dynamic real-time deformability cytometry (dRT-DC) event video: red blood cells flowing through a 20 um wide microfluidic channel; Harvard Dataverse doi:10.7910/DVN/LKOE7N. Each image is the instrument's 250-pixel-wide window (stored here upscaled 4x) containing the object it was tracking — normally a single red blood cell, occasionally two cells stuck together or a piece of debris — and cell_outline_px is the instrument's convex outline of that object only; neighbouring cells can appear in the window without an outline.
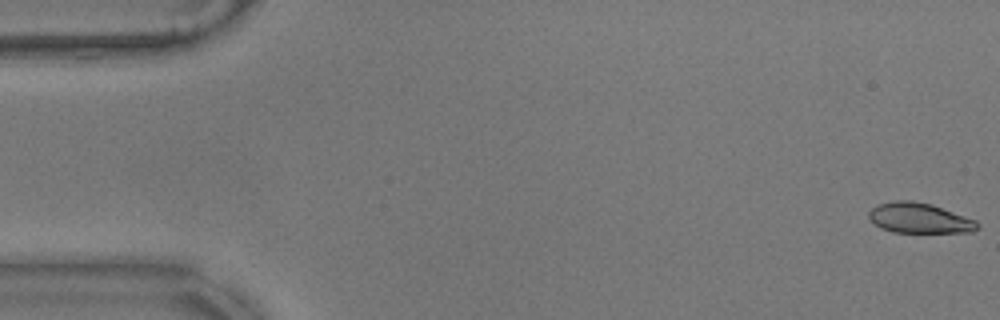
{"species": "common noctule bat (a hibernating species)", "species_latin": "Nyctalus noctula", "temperature_condition": "warm", "stored_images_in_passage": 57, "camera_frame_rate_fps": 3000, "um_per_image_px": 0.085, "animal": {"sex": "male", "body_mass_g": 17.9}, "frame": {"image": 1, "passage_image": 1, "time_ms": 0.0, "image_size_px": [1000, 320], "cell_outline_px": [[980, 228], [972, 232], [892, 232], [880, 228], [868, 216], [868, 212], [876, 204], [896, 200], [912, 200], [932, 204], [976, 220], [980, 224]], "centroid_in_image_um": [78.16, 18.53], "position_along_channel_um": 6.8, "area_um2": 19.25}}
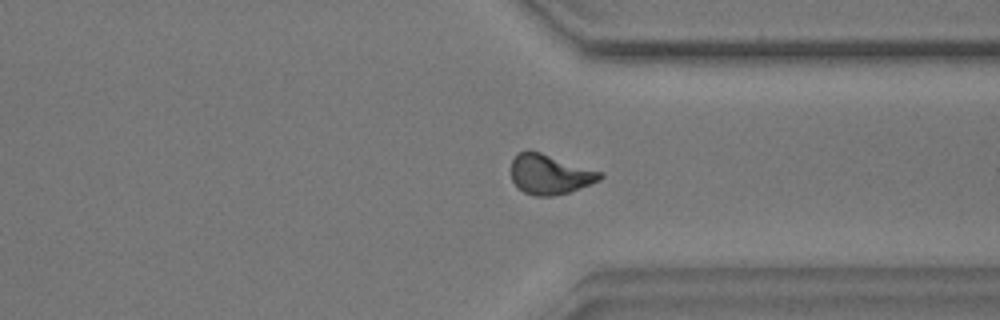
{"frame": {"image": 2, "passage_image": 43, "time_ms": 14.0, "image_size_px": [1000, 320], "cell_outline_px": [[604, 176], [600, 180], [568, 192], [552, 196], [536, 196], [524, 192], [512, 180], [512, 160], [516, 152], [528, 148], [604, 172]], "centroid_in_image_um": [46.74, 14.78], "position_along_channel_um": 364.7, "area_um2": 20.81}}
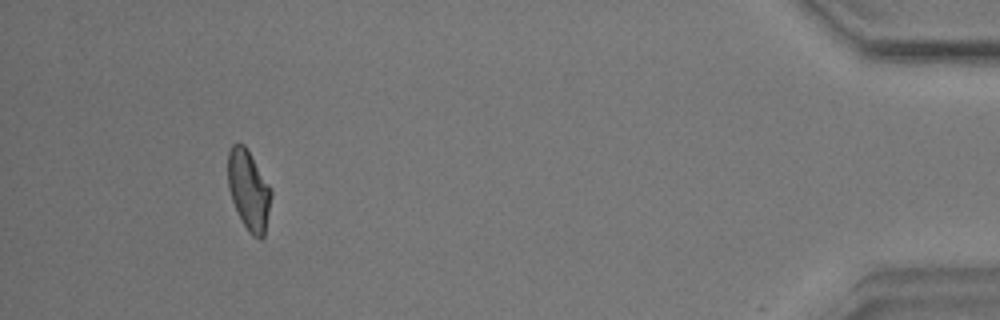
{"frame": {"image": 3, "passage_image": 53, "time_ms": 17.333, "image_size_px": [1000, 320], "cell_outline_px": [[272, 192], [264, 236], [260, 240], [252, 236], [248, 232], [232, 200], [228, 188], [228, 152], [232, 144], [244, 144], [272, 188]], "centroid_in_image_um": [21.15, 16.16], "position_along_channel_um": 414.1, "area_um2": 20.0}, "authors_computed_cell_mechanics": {"area_um2": 20.23, "velocity_mm_per_s": 3.5156, "shape_relaxation_time_tau1_ms": 8.0562, "shape_relaxation_time_tau2_ms": 1.4741, "deformation_change_tau1": 0.2022, "deformation_change_tau2": 0.0749}}